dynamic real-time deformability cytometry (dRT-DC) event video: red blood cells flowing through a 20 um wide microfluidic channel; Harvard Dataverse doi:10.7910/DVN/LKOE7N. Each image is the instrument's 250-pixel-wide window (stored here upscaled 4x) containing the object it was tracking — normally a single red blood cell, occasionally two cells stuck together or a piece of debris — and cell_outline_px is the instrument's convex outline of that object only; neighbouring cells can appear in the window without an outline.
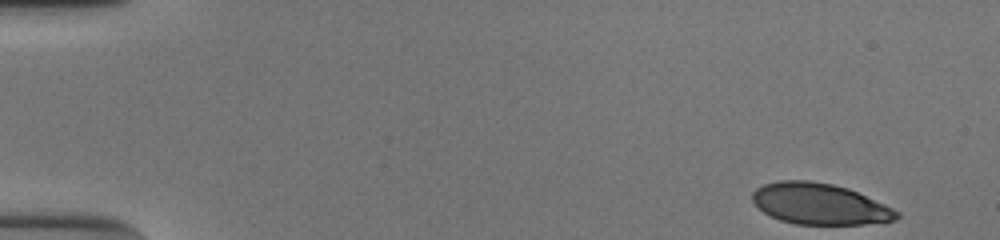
{"species": "human", "species_latin": "Homo sapiens", "temperature_condition": "cold", "stored_images_in_passage": 51, "camera_frame_rate_fps": 3000, "um_per_image_px": 0.085, "donor": {"sex": "male"}, "frame": {"image": 1, "passage_image": 1, "time_ms": 0.0, "image_size_px": [1000, 240], "cell_outline_px": [[900, 216], [896, 220], [864, 224], [796, 224], [780, 220], [764, 212], [752, 200], [752, 192], [756, 188], [764, 184], [780, 180], [808, 180], [832, 184], [848, 188], [884, 204], [900, 212]], "centroid_in_image_um": [69.67, 17.33], "position_along_channel_um": 15.3, "area_um2": 34.39}}
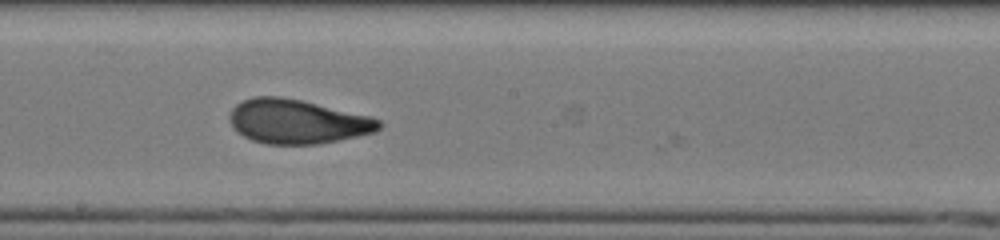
{"frame": {"image": 2, "passage_image": 28, "time_ms": 9.0, "image_size_px": [1000, 240], "cell_outline_px": [[384, 124], [376, 132], [316, 144], [268, 144], [252, 140], [236, 132], [232, 128], [228, 120], [228, 116], [232, 108], [236, 104], [244, 100], [256, 96], [280, 96], [300, 100], [372, 116], [380, 120]], "centroid_in_image_um": [25.25, 10.33], "position_along_channel_um": 223.0, "area_um2": 38.61}}
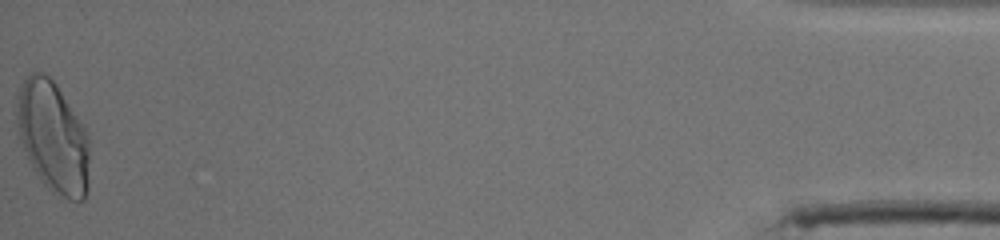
{"frame": {"image": 3, "passage_image": 51, "time_ms": 16.667, "image_size_px": [1000, 240], "cell_outline_px": [[88, 188], [84, 200], [68, 200], [52, 192], [44, 184], [32, 168], [24, 148], [16, 124], [16, 96], [24, 80], [32, 72], [44, 72], [56, 84], [84, 124], [88, 136]], "centroid_in_image_um": [4.5, 11.64], "position_along_channel_um": 430.7, "area_um2": 47.22}, "authors_computed_cell_mechanics": {"area_um2": 37.6278, "velocity_mm_per_s": 3.8531, "shape_relaxation_time_tau1_ms": 4.9559, "shape_relaxation_time_tau2_ms": 1.0704, "deformation_change_tau1": 0.1932, "deformation_change_tau2": 0.0741}}